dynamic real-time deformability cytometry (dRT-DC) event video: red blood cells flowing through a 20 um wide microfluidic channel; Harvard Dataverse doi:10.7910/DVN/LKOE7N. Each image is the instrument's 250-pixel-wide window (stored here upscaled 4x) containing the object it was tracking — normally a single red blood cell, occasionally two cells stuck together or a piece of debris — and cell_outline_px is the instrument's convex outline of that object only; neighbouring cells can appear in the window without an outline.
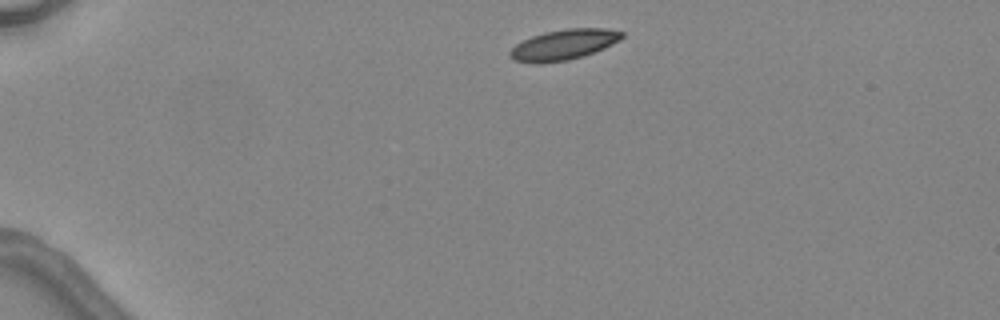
{"species": "common noctule bat (a hibernating species)", "species_latin": "Nyctalus noctula", "temperature_condition": "warm", "stored_images_in_passage": 3, "camera_frame_rate_fps": 3000, "um_per_image_px": 0.085, "animal": {"sex": "female", "body_mass_g": 24.6, "forearm_length_mm": 56.2}, "frame": {"image": 1, "passage_image": 1, "time_ms": 0.0, "image_size_px": [1000, 320], "cell_outline_px": [[624, 36], [620, 40], [604, 48], [584, 56], [568, 60], [536, 64], [532, 64], [512, 60], [508, 56], [508, 52], [516, 44], [532, 36], [544, 32], [564, 28], [604, 28], [624, 32]], "centroid_in_image_um": [47.88, 3.8], "position_along_channel_um": 37.1, "area_um2": 20.11}}
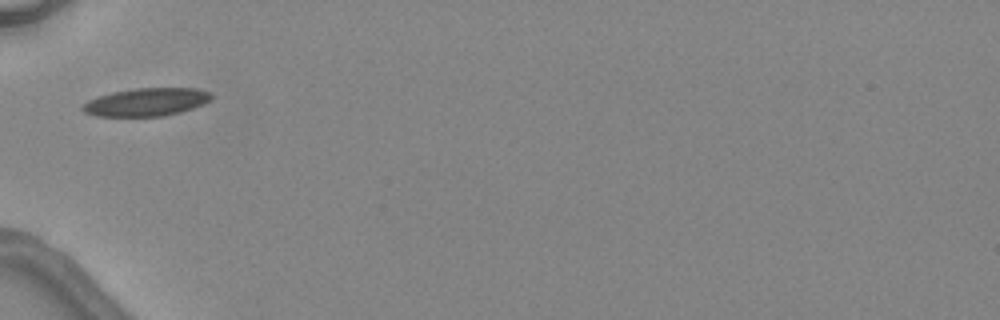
{"frame": {"image": 2, "passage_image": 3, "time_ms": 2.333, "image_size_px": [1000, 320], "cell_outline_px": [[212, 100], [204, 104], [180, 112], [160, 116], [96, 116], [84, 112], [80, 108], [88, 100], [112, 92], [132, 88], [196, 88], [212, 92]], "centroid_in_image_um": [12.47, 8.66], "position_along_channel_um": 72.5, "area_um2": 21.04}}